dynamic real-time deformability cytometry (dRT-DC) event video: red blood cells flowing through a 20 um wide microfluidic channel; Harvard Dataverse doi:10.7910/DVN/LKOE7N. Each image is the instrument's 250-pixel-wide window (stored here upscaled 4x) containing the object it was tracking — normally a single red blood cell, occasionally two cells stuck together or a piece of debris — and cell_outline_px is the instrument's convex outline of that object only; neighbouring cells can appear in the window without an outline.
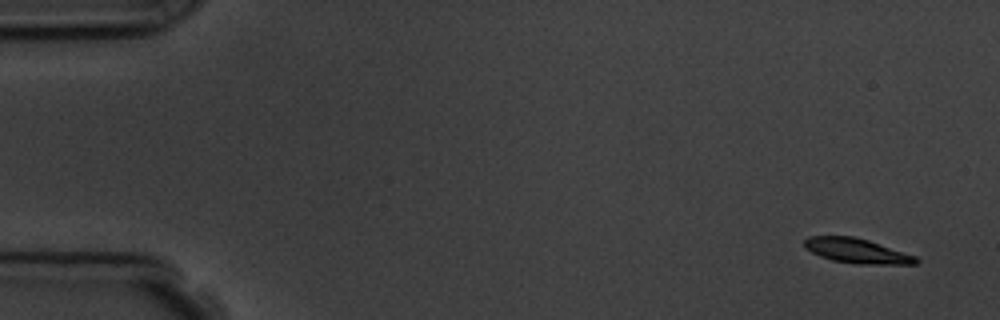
{"species": "common noctule bat (a hibernating species)", "species_latin": "Nyctalus noctula", "temperature_condition": "room temperature", "stored_images_in_passage": 5, "camera_frame_rate_fps": 3000, "um_per_image_px": 0.085, "animal": {"sex": "male", "body_mass_g": 19.5, "forearm_length_mm": 54.6}, "frame": {"image": 1, "passage_image": 1, "time_ms": 0.0, "image_size_px": [1000, 320], "cell_outline_px": [[920, 260], [916, 264], [856, 264], [832, 260], [820, 256], [804, 248], [804, 240], [808, 236], [852, 236], [868, 240], [916, 256]], "centroid_in_image_um": [72.82, 21.32], "position_along_channel_um": 12.2, "area_um2": 16.07}}